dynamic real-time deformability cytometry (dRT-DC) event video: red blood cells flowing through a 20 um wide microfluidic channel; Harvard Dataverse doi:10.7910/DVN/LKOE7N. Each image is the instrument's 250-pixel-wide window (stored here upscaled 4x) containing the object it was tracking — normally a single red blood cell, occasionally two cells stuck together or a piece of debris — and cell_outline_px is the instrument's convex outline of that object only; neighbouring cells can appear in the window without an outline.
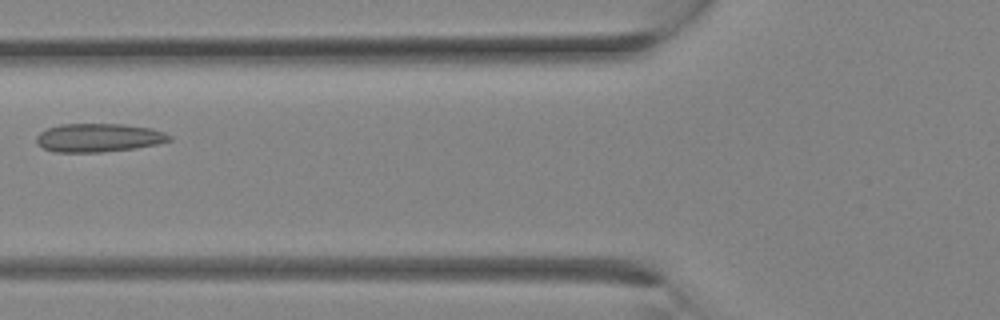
{"species": "Egyptian fruit bat (a non-hibernating species)", "species_latin": "Rousettus aegyptiacus", "temperature_condition": "room temperature", "stored_images_in_passage": 4, "camera_frame_rate_fps": 3000, "um_per_image_px": 0.085, "animal": {"sex": "female"}, "frame": {"image": 1, "passage_image": 3, "time_ms": 0.667, "image_size_px": [1000, 320], "cell_outline_px": [[172, 140], [156, 144], [136, 148], [100, 152], [56, 152], [44, 148], [36, 144], [36, 136], [40, 132], [48, 128], [60, 124], [124, 124], [152, 128], [164, 132], [172, 136]], "centroid_in_image_um": [8.39, 11.7], "position_along_channel_um": 117.4, "area_um2": 22.14}}